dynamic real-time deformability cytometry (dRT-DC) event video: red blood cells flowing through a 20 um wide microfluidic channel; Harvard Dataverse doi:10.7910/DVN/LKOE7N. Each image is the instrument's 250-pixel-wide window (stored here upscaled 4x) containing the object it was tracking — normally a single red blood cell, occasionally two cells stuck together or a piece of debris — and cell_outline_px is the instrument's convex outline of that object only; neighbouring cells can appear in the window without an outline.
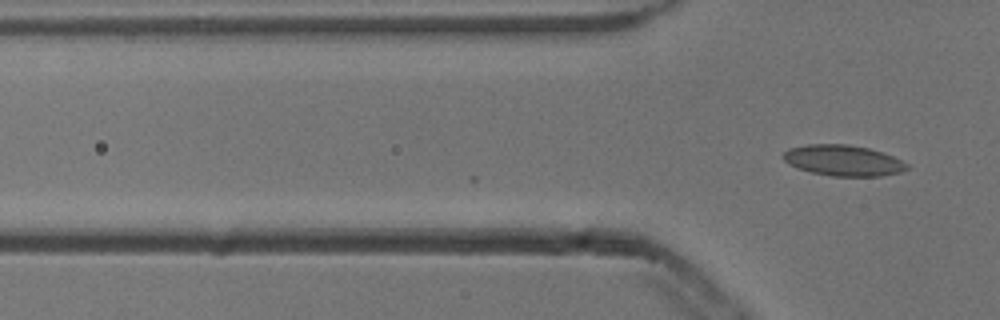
{"species": "common noctule bat (a hibernating species)", "species_latin": "Nyctalus noctula", "temperature_condition": "cold", "stored_images_in_passage": 2, "camera_frame_rate_fps": 3000, "um_per_image_px": 0.085, "animal": {"sex": "male", "body_mass_g": 13.3}, "frame": {"image": 1, "passage_image": 2, "time_ms": 0.333, "image_size_px": [1000, 320], "cell_outline_px": [[908, 168], [900, 172], [880, 176], [832, 176], [812, 172], [796, 168], [788, 164], [784, 160], [784, 152], [788, 148], [808, 144], [844, 144], [868, 148], [892, 156], [908, 164]], "centroid_in_image_um": [71.63, 13.64], "position_along_channel_um": 54.2, "area_um2": 22.02}}